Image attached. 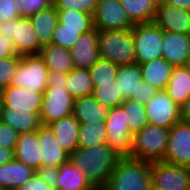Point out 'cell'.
<instances>
[{"instance_id":"obj_49","label":"cell","mask_w":190,"mask_h":190,"mask_svg":"<svg viewBox=\"0 0 190 190\" xmlns=\"http://www.w3.org/2000/svg\"><path fill=\"white\" fill-rule=\"evenodd\" d=\"M181 120L190 122V96L187 101L180 107Z\"/></svg>"},{"instance_id":"obj_31","label":"cell","mask_w":190,"mask_h":190,"mask_svg":"<svg viewBox=\"0 0 190 190\" xmlns=\"http://www.w3.org/2000/svg\"><path fill=\"white\" fill-rule=\"evenodd\" d=\"M141 81L140 64L134 63L118 67L116 82L119 84L120 92L124 99H129L131 95H135V91Z\"/></svg>"},{"instance_id":"obj_17","label":"cell","mask_w":190,"mask_h":190,"mask_svg":"<svg viewBox=\"0 0 190 190\" xmlns=\"http://www.w3.org/2000/svg\"><path fill=\"white\" fill-rule=\"evenodd\" d=\"M162 57L172 66H185L190 57V35L163 31Z\"/></svg>"},{"instance_id":"obj_7","label":"cell","mask_w":190,"mask_h":190,"mask_svg":"<svg viewBox=\"0 0 190 190\" xmlns=\"http://www.w3.org/2000/svg\"><path fill=\"white\" fill-rule=\"evenodd\" d=\"M0 35L10 37L17 55H38L42 46L39 44L30 18L20 17L4 21L0 27Z\"/></svg>"},{"instance_id":"obj_16","label":"cell","mask_w":190,"mask_h":190,"mask_svg":"<svg viewBox=\"0 0 190 190\" xmlns=\"http://www.w3.org/2000/svg\"><path fill=\"white\" fill-rule=\"evenodd\" d=\"M70 53L75 67L89 69L99 59L98 30L81 34Z\"/></svg>"},{"instance_id":"obj_38","label":"cell","mask_w":190,"mask_h":190,"mask_svg":"<svg viewBox=\"0 0 190 190\" xmlns=\"http://www.w3.org/2000/svg\"><path fill=\"white\" fill-rule=\"evenodd\" d=\"M20 60L21 56L19 55L0 59V90L10 86Z\"/></svg>"},{"instance_id":"obj_15","label":"cell","mask_w":190,"mask_h":190,"mask_svg":"<svg viewBox=\"0 0 190 190\" xmlns=\"http://www.w3.org/2000/svg\"><path fill=\"white\" fill-rule=\"evenodd\" d=\"M43 93L10 85L2 90L0 106L41 113Z\"/></svg>"},{"instance_id":"obj_5","label":"cell","mask_w":190,"mask_h":190,"mask_svg":"<svg viewBox=\"0 0 190 190\" xmlns=\"http://www.w3.org/2000/svg\"><path fill=\"white\" fill-rule=\"evenodd\" d=\"M170 129L147 124L133 136V147L128 157L147 162L163 161L167 151Z\"/></svg>"},{"instance_id":"obj_13","label":"cell","mask_w":190,"mask_h":190,"mask_svg":"<svg viewBox=\"0 0 190 190\" xmlns=\"http://www.w3.org/2000/svg\"><path fill=\"white\" fill-rule=\"evenodd\" d=\"M148 124L170 129L181 120L180 107L164 91L145 104Z\"/></svg>"},{"instance_id":"obj_10","label":"cell","mask_w":190,"mask_h":190,"mask_svg":"<svg viewBox=\"0 0 190 190\" xmlns=\"http://www.w3.org/2000/svg\"><path fill=\"white\" fill-rule=\"evenodd\" d=\"M106 144L121 156H128L133 147V133L129 130L124 110L110 108L105 119Z\"/></svg>"},{"instance_id":"obj_26","label":"cell","mask_w":190,"mask_h":190,"mask_svg":"<svg viewBox=\"0 0 190 190\" xmlns=\"http://www.w3.org/2000/svg\"><path fill=\"white\" fill-rule=\"evenodd\" d=\"M39 55L49 71L67 74L75 68L70 50L67 48L49 44L41 48Z\"/></svg>"},{"instance_id":"obj_27","label":"cell","mask_w":190,"mask_h":190,"mask_svg":"<svg viewBox=\"0 0 190 190\" xmlns=\"http://www.w3.org/2000/svg\"><path fill=\"white\" fill-rule=\"evenodd\" d=\"M165 92L181 107L190 96V73L185 66H174Z\"/></svg>"},{"instance_id":"obj_11","label":"cell","mask_w":190,"mask_h":190,"mask_svg":"<svg viewBox=\"0 0 190 190\" xmlns=\"http://www.w3.org/2000/svg\"><path fill=\"white\" fill-rule=\"evenodd\" d=\"M92 17L93 26L98 31L127 30L135 25L120 0H98Z\"/></svg>"},{"instance_id":"obj_30","label":"cell","mask_w":190,"mask_h":190,"mask_svg":"<svg viewBox=\"0 0 190 190\" xmlns=\"http://www.w3.org/2000/svg\"><path fill=\"white\" fill-rule=\"evenodd\" d=\"M65 84L74 99L92 95L94 89L88 68L75 67L66 74Z\"/></svg>"},{"instance_id":"obj_3","label":"cell","mask_w":190,"mask_h":190,"mask_svg":"<svg viewBox=\"0 0 190 190\" xmlns=\"http://www.w3.org/2000/svg\"><path fill=\"white\" fill-rule=\"evenodd\" d=\"M102 190H151V163L122 156Z\"/></svg>"},{"instance_id":"obj_37","label":"cell","mask_w":190,"mask_h":190,"mask_svg":"<svg viewBox=\"0 0 190 190\" xmlns=\"http://www.w3.org/2000/svg\"><path fill=\"white\" fill-rule=\"evenodd\" d=\"M92 29H71L64 28V25L57 23L56 28L53 32L51 44L61 46L71 50L81 36Z\"/></svg>"},{"instance_id":"obj_21","label":"cell","mask_w":190,"mask_h":190,"mask_svg":"<svg viewBox=\"0 0 190 190\" xmlns=\"http://www.w3.org/2000/svg\"><path fill=\"white\" fill-rule=\"evenodd\" d=\"M39 140L42 166L60 167L69 161V154L62 149L48 126L39 128Z\"/></svg>"},{"instance_id":"obj_29","label":"cell","mask_w":190,"mask_h":190,"mask_svg":"<svg viewBox=\"0 0 190 190\" xmlns=\"http://www.w3.org/2000/svg\"><path fill=\"white\" fill-rule=\"evenodd\" d=\"M159 0H120L134 24L154 22Z\"/></svg>"},{"instance_id":"obj_36","label":"cell","mask_w":190,"mask_h":190,"mask_svg":"<svg viewBox=\"0 0 190 190\" xmlns=\"http://www.w3.org/2000/svg\"><path fill=\"white\" fill-rule=\"evenodd\" d=\"M58 23L64 28L93 29V17L91 14L76 10H57Z\"/></svg>"},{"instance_id":"obj_34","label":"cell","mask_w":190,"mask_h":190,"mask_svg":"<svg viewBox=\"0 0 190 190\" xmlns=\"http://www.w3.org/2000/svg\"><path fill=\"white\" fill-rule=\"evenodd\" d=\"M92 96L98 103L103 104L109 109L119 107L125 100L116 80L113 83L97 84V87L93 89Z\"/></svg>"},{"instance_id":"obj_39","label":"cell","mask_w":190,"mask_h":190,"mask_svg":"<svg viewBox=\"0 0 190 190\" xmlns=\"http://www.w3.org/2000/svg\"><path fill=\"white\" fill-rule=\"evenodd\" d=\"M98 0H53L57 10H76L93 15Z\"/></svg>"},{"instance_id":"obj_18","label":"cell","mask_w":190,"mask_h":190,"mask_svg":"<svg viewBox=\"0 0 190 190\" xmlns=\"http://www.w3.org/2000/svg\"><path fill=\"white\" fill-rule=\"evenodd\" d=\"M0 120L11 126L19 135L38 130L42 124L40 113L0 106Z\"/></svg>"},{"instance_id":"obj_41","label":"cell","mask_w":190,"mask_h":190,"mask_svg":"<svg viewBox=\"0 0 190 190\" xmlns=\"http://www.w3.org/2000/svg\"><path fill=\"white\" fill-rule=\"evenodd\" d=\"M158 91L159 90L152 84L146 83L142 79L135 91V95H131L129 99L145 105L148 101H151L155 97Z\"/></svg>"},{"instance_id":"obj_2","label":"cell","mask_w":190,"mask_h":190,"mask_svg":"<svg viewBox=\"0 0 190 190\" xmlns=\"http://www.w3.org/2000/svg\"><path fill=\"white\" fill-rule=\"evenodd\" d=\"M66 74L49 71L47 88L43 93L41 124L47 126L53 121L73 114L74 98L66 88Z\"/></svg>"},{"instance_id":"obj_51","label":"cell","mask_w":190,"mask_h":190,"mask_svg":"<svg viewBox=\"0 0 190 190\" xmlns=\"http://www.w3.org/2000/svg\"><path fill=\"white\" fill-rule=\"evenodd\" d=\"M1 94H2V90H0V103H1Z\"/></svg>"},{"instance_id":"obj_23","label":"cell","mask_w":190,"mask_h":190,"mask_svg":"<svg viewBox=\"0 0 190 190\" xmlns=\"http://www.w3.org/2000/svg\"><path fill=\"white\" fill-rule=\"evenodd\" d=\"M36 171L16 159L0 166V188L16 190L28 181Z\"/></svg>"},{"instance_id":"obj_42","label":"cell","mask_w":190,"mask_h":190,"mask_svg":"<svg viewBox=\"0 0 190 190\" xmlns=\"http://www.w3.org/2000/svg\"><path fill=\"white\" fill-rule=\"evenodd\" d=\"M19 134L0 120V147L15 149Z\"/></svg>"},{"instance_id":"obj_8","label":"cell","mask_w":190,"mask_h":190,"mask_svg":"<svg viewBox=\"0 0 190 190\" xmlns=\"http://www.w3.org/2000/svg\"><path fill=\"white\" fill-rule=\"evenodd\" d=\"M48 72L49 70L39 54L21 56L10 85L24 87L35 92H44L47 88Z\"/></svg>"},{"instance_id":"obj_48","label":"cell","mask_w":190,"mask_h":190,"mask_svg":"<svg viewBox=\"0 0 190 190\" xmlns=\"http://www.w3.org/2000/svg\"><path fill=\"white\" fill-rule=\"evenodd\" d=\"M162 1L168 5H172L180 9L190 11V0H162Z\"/></svg>"},{"instance_id":"obj_47","label":"cell","mask_w":190,"mask_h":190,"mask_svg":"<svg viewBox=\"0 0 190 190\" xmlns=\"http://www.w3.org/2000/svg\"><path fill=\"white\" fill-rule=\"evenodd\" d=\"M15 149L0 147V166L9 163L15 159Z\"/></svg>"},{"instance_id":"obj_4","label":"cell","mask_w":190,"mask_h":190,"mask_svg":"<svg viewBox=\"0 0 190 190\" xmlns=\"http://www.w3.org/2000/svg\"><path fill=\"white\" fill-rule=\"evenodd\" d=\"M98 51L118 66L136 63L132 29L98 31Z\"/></svg>"},{"instance_id":"obj_32","label":"cell","mask_w":190,"mask_h":190,"mask_svg":"<svg viewBox=\"0 0 190 190\" xmlns=\"http://www.w3.org/2000/svg\"><path fill=\"white\" fill-rule=\"evenodd\" d=\"M120 107L125 112V119L133 135L141 131L147 124L145 105L131 99H125Z\"/></svg>"},{"instance_id":"obj_6","label":"cell","mask_w":190,"mask_h":190,"mask_svg":"<svg viewBox=\"0 0 190 190\" xmlns=\"http://www.w3.org/2000/svg\"><path fill=\"white\" fill-rule=\"evenodd\" d=\"M136 63L162 57L163 30L154 22L135 24L132 28Z\"/></svg>"},{"instance_id":"obj_43","label":"cell","mask_w":190,"mask_h":190,"mask_svg":"<svg viewBox=\"0 0 190 190\" xmlns=\"http://www.w3.org/2000/svg\"><path fill=\"white\" fill-rule=\"evenodd\" d=\"M16 0H0V27L4 21L20 18Z\"/></svg>"},{"instance_id":"obj_12","label":"cell","mask_w":190,"mask_h":190,"mask_svg":"<svg viewBox=\"0 0 190 190\" xmlns=\"http://www.w3.org/2000/svg\"><path fill=\"white\" fill-rule=\"evenodd\" d=\"M163 161L190 168V122L180 120L170 128Z\"/></svg>"},{"instance_id":"obj_19","label":"cell","mask_w":190,"mask_h":190,"mask_svg":"<svg viewBox=\"0 0 190 190\" xmlns=\"http://www.w3.org/2000/svg\"><path fill=\"white\" fill-rule=\"evenodd\" d=\"M15 159L37 171L42 166L39 129L20 134L14 150Z\"/></svg>"},{"instance_id":"obj_28","label":"cell","mask_w":190,"mask_h":190,"mask_svg":"<svg viewBox=\"0 0 190 190\" xmlns=\"http://www.w3.org/2000/svg\"><path fill=\"white\" fill-rule=\"evenodd\" d=\"M56 190H96L70 161L59 167Z\"/></svg>"},{"instance_id":"obj_25","label":"cell","mask_w":190,"mask_h":190,"mask_svg":"<svg viewBox=\"0 0 190 190\" xmlns=\"http://www.w3.org/2000/svg\"><path fill=\"white\" fill-rule=\"evenodd\" d=\"M173 68L174 66L163 57L140 64L142 79L159 91L165 90Z\"/></svg>"},{"instance_id":"obj_35","label":"cell","mask_w":190,"mask_h":190,"mask_svg":"<svg viewBox=\"0 0 190 190\" xmlns=\"http://www.w3.org/2000/svg\"><path fill=\"white\" fill-rule=\"evenodd\" d=\"M118 65L110 60L99 58L90 68L93 87L97 84L113 83L118 73Z\"/></svg>"},{"instance_id":"obj_40","label":"cell","mask_w":190,"mask_h":190,"mask_svg":"<svg viewBox=\"0 0 190 190\" xmlns=\"http://www.w3.org/2000/svg\"><path fill=\"white\" fill-rule=\"evenodd\" d=\"M16 3L20 17L30 18L35 13L51 6L53 0H16Z\"/></svg>"},{"instance_id":"obj_44","label":"cell","mask_w":190,"mask_h":190,"mask_svg":"<svg viewBox=\"0 0 190 190\" xmlns=\"http://www.w3.org/2000/svg\"><path fill=\"white\" fill-rule=\"evenodd\" d=\"M36 172L49 186L56 190L59 167L41 166Z\"/></svg>"},{"instance_id":"obj_45","label":"cell","mask_w":190,"mask_h":190,"mask_svg":"<svg viewBox=\"0 0 190 190\" xmlns=\"http://www.w3.org/2000/svg\"><path fill=\"white\" fill-rule=\"evenodd\" d=\"M16 190H54L49 186L37 172H35L28 181L19 186Z\"/></svg>"},{"instance_id":"obj_24","label":"cell","mask_w":190,"mask_h":190,"mask_svg":"<svg viewBox=\"0 0 190 190\" xmlns=\"http://www.w3.org/2000/svg\"><path fill=\"white\" fill-rule=\"evenodd\" d=\"M39 44L43 47L51 44L53 32L58 23L57 9L52 4L30 17Z\"/></svg>"},{"instance_id":"obj_22","label":"cell","mask_w":190,"mask_h":190,"mask_svg":"<svg viewBox=\"0 0 190 190\" xmlns=\"http://www.w3.org/2000/svg\"><path fill=\"white\" fill-rule=\"evenodd\" d=\"M109 108L98 103L92 95L74 99L73 115L80 124L105 123Z\"/></svg>"},{"instance_id":"obj_1","label":"cell","mask_w":190,"mask_h":190,"mask_svg":"<svg viewBox=\"0 0 190 190\" xmlns=\"http://www.w3.org/2000/svg\"><path fill=\"white\" fill-rule=\"evenodd\" d=\"M122 156L108 144L76 148L69 161L81 171L96 190H102Z\"/></svg>"},{"instance_id":"obj_9","label":"cell","mask_w":190,"mask_h":190,"mask_svg":"<svg viewBox=\"0 0 190 190\" xmlns=\"http://www.w3.org/2000/svg\"><path fill=\"white\" fill-rule=\"evenodd\" d=\"M151 190H190V168L151 162Z\"/></svg>"},{"instance_id":"obj_20","label":"cell","mask_w":190,"mask_h":190,"mask_svg":"<svg viewBox=\"0 0 190 190\" xmlns=\"http://www.w3.org/2000/svg\"><path fill=\"white\" fill-rule=\"evenodd\" d=\"M62 149L69 155L78 148L80 123L73 114L47 125Z\"/></svg>"},{"instance_id":"obj_33","label":"cell","mask_w":190,"mask_h":190,"mask_svg":"<svg viewBox=\"0 0 190 190\" xmlns=\"http://www.w3.org/2000/svg\"><path fill=\"white\" fill-rule=\"evenodd\" d=\"M106 131L105 123L80 124L78 147L90 148L106 144Z\"/></svg>"},{"instance_id":"obj_50","label":"cell","mask_w":190,"mask_h":190,"mask_svg":"<svg viewBox=\"0 0 190 190\" xmlns=\"http://www.w3.org/2000/svg\"><path fill=\"white\" fill-rule=\"evenodd\" d=\"M185 67L188 69L189 73H190V57L187 59V62L185 64Z\"/></svg>"},{"instance_id":"obj_14","label":"cell","mask_w":190,"mask_h":190,"mask_svg":"<svg viewBox=\"0 0 190 190\" xmlns=\"http://www.w3.org/2000/svg\"><path fill=\"white\" fill-rule=\"evenodd\" d=\"M154 23L163 31L190 35V11L158 1Z\"/></svg>"},{"instance_id":"obj_46","label":"cell","mask_w":190,"mask_h":190,"mask_svg":"<svg viewBox=\"0 0 190 190\" xmlns=\"http://www.w3.org/2000/svg\"><path fill=\"white\" fill-rule=\"evenodd\" d=\"M14 55L17 53L12 38L0 35V59Z\"/></svg>"}]
</instances>
